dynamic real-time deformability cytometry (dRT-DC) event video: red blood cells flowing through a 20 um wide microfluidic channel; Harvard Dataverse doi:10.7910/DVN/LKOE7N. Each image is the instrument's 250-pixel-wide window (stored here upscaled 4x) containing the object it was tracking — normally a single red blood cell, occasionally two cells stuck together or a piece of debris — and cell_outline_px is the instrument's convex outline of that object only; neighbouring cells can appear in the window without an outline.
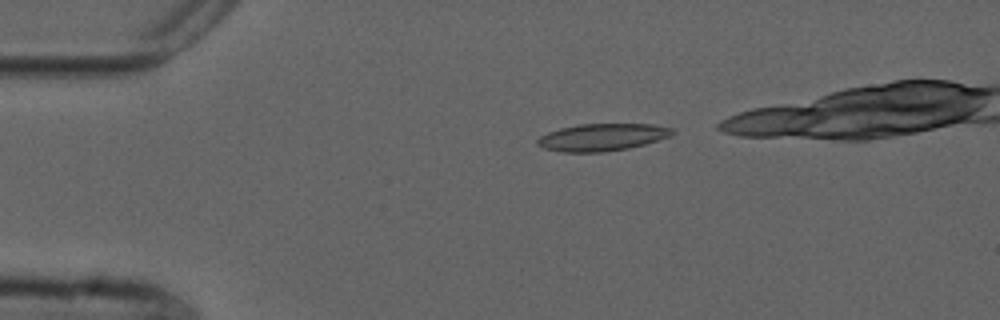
{"species": "common noctule bat (a hibernating species)", "species_latin": "Nyctalus noctula", "temperature_condition": "cold", "stored_images_in_passage": 36, "camera_frame_rate_fps": 3000, "um_per_image_px": 0.085, "animal": {"sex": "male", "forearm_length_mm": 52.5}, "frame": {"image": 1, "passage_image": 3, "time_ms": 0.667, "image_size_px": [1000, 320], "cell_outline_px": [[676, 132], [672, 136], [644, 144], [628, 148], [604, 152], [560, 152], [544, 148], [536, 144], [536, 140], [540, 136], [548, 132], [560, 128], [576, 124], [652, 124], [672, 128]], "centroid_in_image_um": [51.18, 11.66], "position_along_channel_um": 33.8, "area_um2": 21.56}}
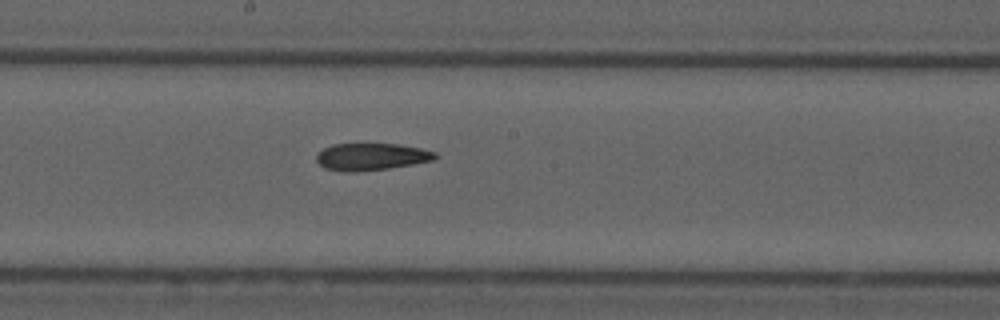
{"frame": {"image": 2, "passage_image": 21, "time_ms": 6.667, "image_size_px": [1000, 320], "cell_outline_px": [[440, 156], [432, 160], [412, 164], [388, 168], [356, 172], [348, 172], [324, 168], [316, 160], [316, 156], [324, 148], [332, 144], [400, 144], [420, 148], [436, 152]], "centroid_in_image_um": [31.57, 13.32], "position_along_channel_um": 216.6, "area_um2": 18.67}}
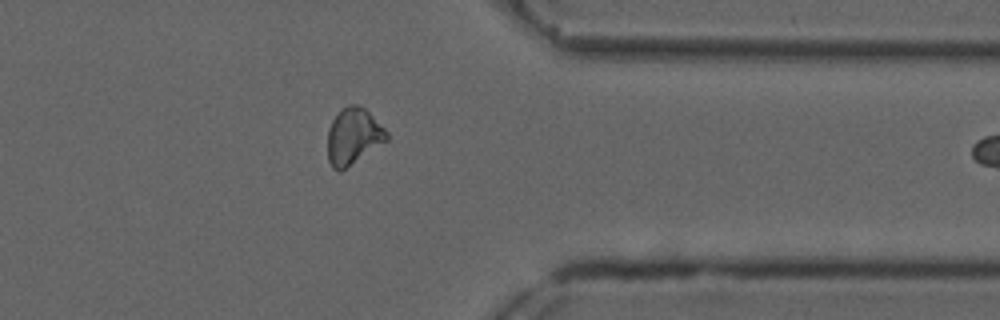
{"frame": {"image": 3, "passage_image": 35, "time_ms": 11.333, "image_size_px": [1000, 320], "cell_outline_px": [[388, 140], [340, 172], [332, 168], [328, 160], [328, 128], [332, 120], [348, 104], [356, 104], [364, 108], [388, 132]], "centroid_in_image_um": [30.02, 11.61], "position_along_channel_um": 381.4, "area_um2": 19.19}}